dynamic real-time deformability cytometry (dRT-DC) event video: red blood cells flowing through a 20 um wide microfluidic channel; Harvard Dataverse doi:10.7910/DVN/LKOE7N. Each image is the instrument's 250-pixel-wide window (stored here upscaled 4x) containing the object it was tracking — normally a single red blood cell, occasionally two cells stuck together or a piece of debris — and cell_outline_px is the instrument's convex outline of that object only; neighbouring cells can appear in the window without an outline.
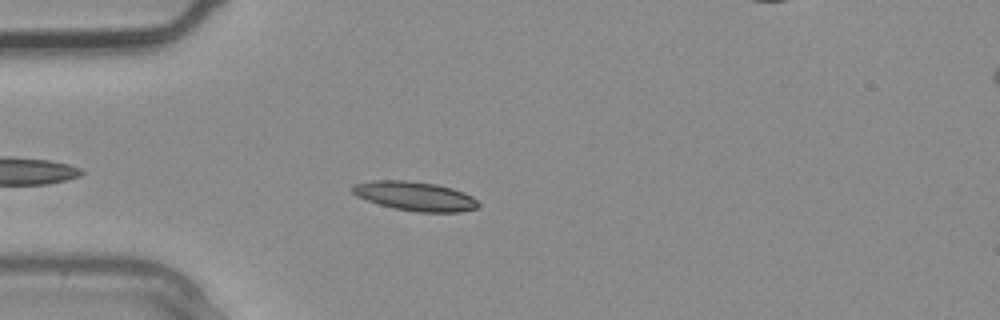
{"species": "common noctule bat (a hibernating species)", "species_latin": "Nyctalus noctula", "temperature_condition": "warm", "stored_images_in_passage": 2, "camera_frame_rate_fps": 3000, "um_per_image_px": 0.085, "animal": {"sex": "male", "body_mass_g": 20.4}, "frame": {"image": 1, "passage_image": 2, "time_ms": 0.333, "image_size_px": [1000, 320], "cell_outline_px": [[480, 204], [476, 208], [460, 212], [420, 212], [396, 208], [380, 204], [356, 196], [348, 188], [352, 184], [368, 180], [408, 180], [436, 184], [452, 188], [464, 192], [472, 196]], "centroid_in_image_um": [35.24, 16.65], "position_along_channel_um": 49.8, "area_um2": 21.5}}